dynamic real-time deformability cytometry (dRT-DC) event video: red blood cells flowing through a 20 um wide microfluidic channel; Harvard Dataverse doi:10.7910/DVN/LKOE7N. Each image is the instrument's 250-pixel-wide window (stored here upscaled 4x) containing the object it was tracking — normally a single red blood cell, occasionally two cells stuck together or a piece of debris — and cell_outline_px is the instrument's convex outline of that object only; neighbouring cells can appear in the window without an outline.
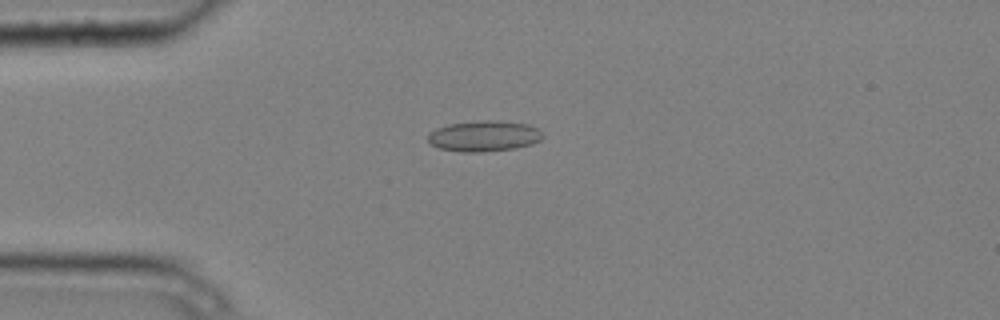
{"species": "common noctule bat (a hibernating species)", "species_latin": "Nyctalus noctula", "temperature_condition": "cold", "stored_images_in_passage": 6, "camera_frame_rate_fps": 3000, "um_per_image_px": 0.085, "animal": {"sex": "male", "body_mass_g": 20.4}, "frame": {"image": 1, "passage_image": 4, "time_ms": 1.0, "image_size_px": [1000, 320], "cell_outline_px": [[544, 136], [540, 140], [532, 144], [516, 148], [480, 152], [464, 152], [440, 148], [432, 144], [428, 140], [428, 132], [436, 128], [448, 124], [480, 120], [492, 120], [528, 124], [540, 128], [544, 132]], "centroid_in_image_um": [41.18, 11.55], "position_along_channel_um": 43.8, "area_um2": 20.75}}
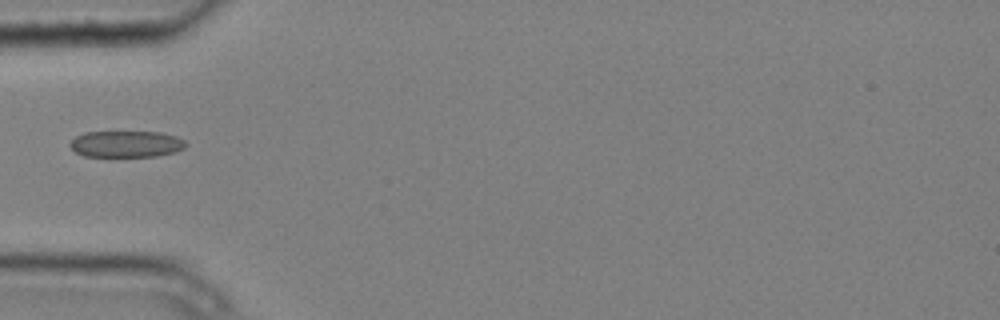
{"frame": {"image": 2, "passage_image": 5, "time_ms": 1.333, "image_size_px": [1000, 320], "cell_outline_px": [[188, 144], [184, 148], [176, 152], [156, 156], [84, 156], [76, 152], [68, 144], [76, 136], [84, 132], [160, 132], [176, 136], [184, 140]], "centroid_in_image_um": [10.75, 12.24], "position_along_channel_um": 74.3, "area_um2": 17.86}}
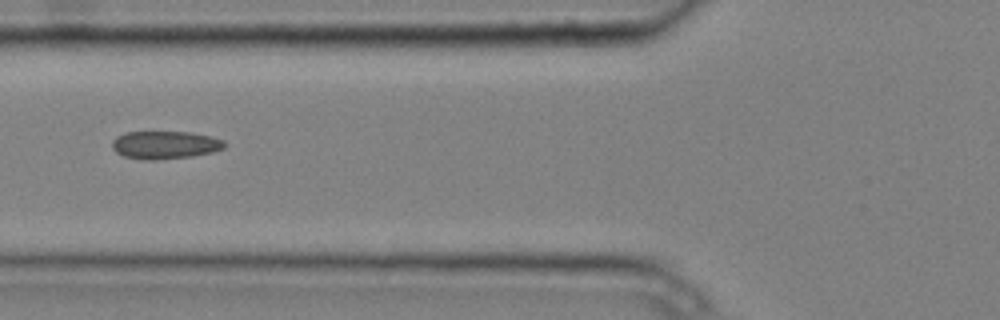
{"frame": {"image": 3, "passage_image": 6, "time_ms": 1.667, "image_size_px": [1000, 320], "cell_outline_px": [[228, 144], [224, 148], [212, 152], [192, 156], [152, 160], [144, 160], [124, 156], [116, 152], [112, 148], [112, 140], [116, 136], [128, 132], [192, 132], [224, 140]], "centroid_in_image_um": [14.03, 12.32], "position_along_channel_um": 111.8, "area_um2": 18.26}}